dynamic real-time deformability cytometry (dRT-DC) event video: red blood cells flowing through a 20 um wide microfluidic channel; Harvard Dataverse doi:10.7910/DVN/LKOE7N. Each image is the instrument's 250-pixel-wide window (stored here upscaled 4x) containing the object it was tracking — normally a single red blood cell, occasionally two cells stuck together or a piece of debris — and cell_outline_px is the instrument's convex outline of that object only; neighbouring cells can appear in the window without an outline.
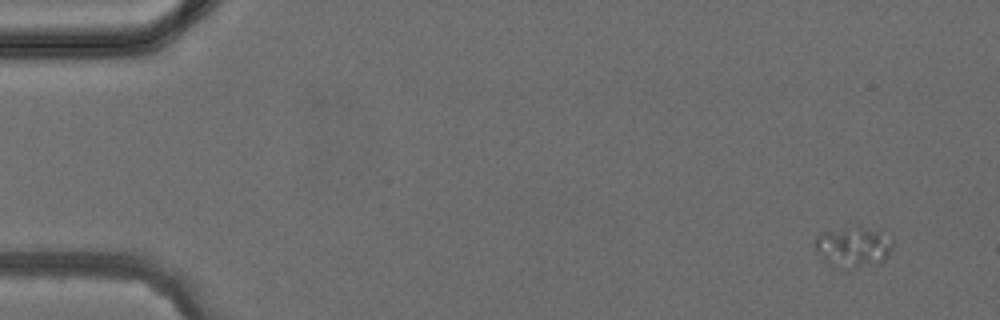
{"species": "common noctule bat (a hibernating species)", "species_latin": "Nyctalus noctula", "temperature_condition": "cold", "stored_images_in_passage": 5, "camera_frame_rate_fps": 3000, "um_per_image_px": 0.085, "animal": {"sex": "female", "body_mass_g": 24.6, "forearm_length_mm": 56.2}, "frame": {"image": 1, "passage_image": 1, "time_ms": 0.0, "image_size_px": [1000, 320], "cell_outline_px": [[892, 248], [888, 256], [880, 264], [852, 272], [828, 264], [824, 260], [812, 244], [816, 236], [824, 232], [860, 224], [880, 232], [892, 240]], "centroid_in_image_um": [72.53, 21.04], "position_along_channel_um": 12.5, "area_um2": 19.25}}